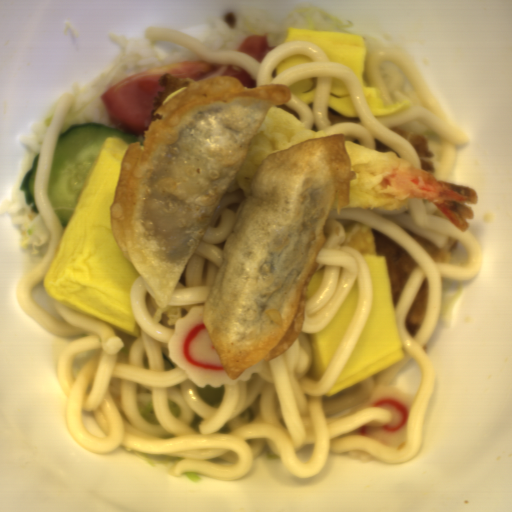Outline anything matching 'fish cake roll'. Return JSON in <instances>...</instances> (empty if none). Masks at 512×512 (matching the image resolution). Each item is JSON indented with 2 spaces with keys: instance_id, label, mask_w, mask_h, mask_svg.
<instances>
[{
  "instance_id": "1",
  "label": "fish cake roll",
  "mask_w": 512,
  "mask_h": 512,
  "mask_svg": "<svg viewBox=\"0 0 512 512\" xmlns=\"http://www.w3.org/2000/svg\"><path fill=\"white\" fill-rule=\"evenodd\" d=\"M203 308L204 305L192 307L178 318L168 342L169 359L199 388L253 379L255 373L261 372L262 361L243 371L236 380L229 377L203 321Z\"/></svg>"
},
{
  "instance_id": "2",
  "label": "fish cake roll",
  "mask_w": 512,
  "mask_h": 512,
  "mask_svg": "<svg viewBox=\"0 0 512 512\" xmlns=\"http://www.w3.org/2000/svg\"><path fill=\"white\" fill-rule=\"evenodd\" d=\"M364 403L389 412L390 421L383 427H360L354 433L391 447H401L407 437L413 395L396 386L377 385L371 389Z\"/></svg>"
}]
</instances>
